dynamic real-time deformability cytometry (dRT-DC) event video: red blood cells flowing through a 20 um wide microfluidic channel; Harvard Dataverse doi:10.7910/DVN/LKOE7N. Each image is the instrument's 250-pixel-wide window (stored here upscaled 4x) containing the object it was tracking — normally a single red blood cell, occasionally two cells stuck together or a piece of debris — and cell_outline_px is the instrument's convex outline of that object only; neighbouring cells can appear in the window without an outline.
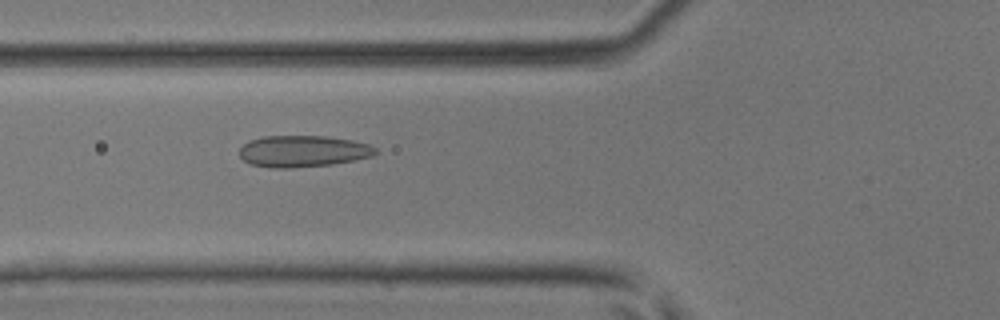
{"species": "common noctule bat (a hibernating species)", "species_latin": "Nyctalus noctula", "temperature_condition": "room temperature", "stored_images_in_passage": 47, "camera_frame_rate_fps": 3000, "um_per_image_px": 0.085, "animal": {"sex": "male", "body_mass_g": 17.9, "forearm_length_mm": 54.2}, "frame": {"image": 1, "passage_image": 18, "time_ms": 5.667, "image_size_px": [1000, 320], "cell_outline_px": [[376, 152], [372, 156], [356, 160], [332, 164], [288, 168], [272, 168], [252, 164], [244, 160], [240, 156], [240, 148], [248, 140], [264, 136], [324, 136], [352, 140], [368, 144], [376, 148]], "centroid_in_image_um": [25.74, 12.85], "position_along_channel_um": 100.1, "area_um2": 24.91}}
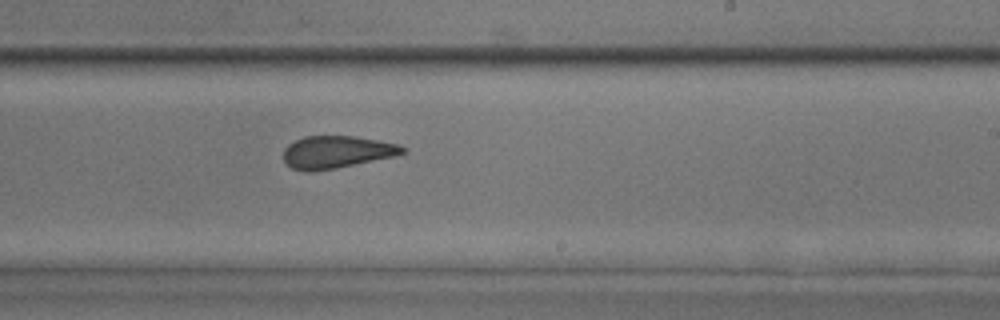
{"frame": {"image": 2, "passage_image": 29, "time_ms": 9.333, "image_size_px": [1000, 320], "cell_outline_px": [[408, 148], [404, 152], [392, 156], [336, 168], [312, 172], [304, 172], [292, 168], [284, 160], [284, 148], [288, 144], [304, 136], [356, 136], [400, 144]], "centroid_in_image_um": [28.59, 12.92], "position_along_channel_um": 260.4, "area_um2": 22.43}}
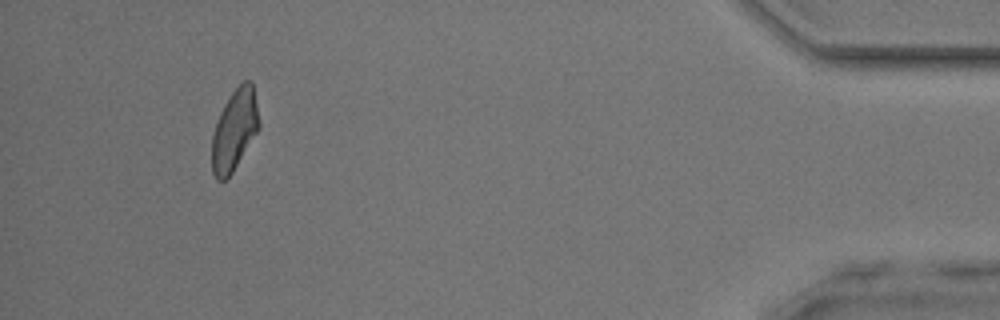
{"frame": {"image": 3, "passage_image": 44, "time_ms": 14.333, "image_size_px": [1000, 320], "cell_outline_px": [[260, 128], [232, 172], [224, 180], [216, 180], [212, 172], [212, 136], [216, 120], [224, 104], [232, 92], [244, 80], [252, 80], [260, 124]], "centroid_in_image_um": [19.93, 11.04], "position_along_channel_um": 415.3, "area_um2": 22.2}}